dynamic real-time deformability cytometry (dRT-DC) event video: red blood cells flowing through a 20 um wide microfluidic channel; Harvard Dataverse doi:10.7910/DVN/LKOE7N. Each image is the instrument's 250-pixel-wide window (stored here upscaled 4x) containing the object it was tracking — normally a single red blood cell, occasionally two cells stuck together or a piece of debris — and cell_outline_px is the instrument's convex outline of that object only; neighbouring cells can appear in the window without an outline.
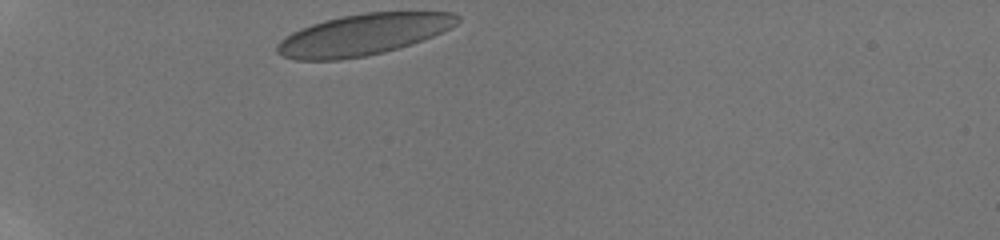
{"species": "human", "species_latin": "Homo sapiens", "temperature_condition": "room temperature", "stored_images_in_passage": 32, "camera_frame_rate_fps": 3000, "um_per_image_px": 0.085, "donor": {"sex": "male"}, "frame": {"image": 1, "passage_image": 1, "time_ms": 0.0, "image_size_px": [1000, 240], "cell_outline_px": [[460, 20], [456, 24], [432, 36], [412, 44], [384, 52], [368, 56], [340, 60], [296, 60], [284, 56], [276, 52], [276, 44], [280, 40], [292, 32], [300, 28], [324, 20], [340, 16], [364, 12], [452, 12], [460, 16]], "centroid_in_image_um": [30.84, 2.94], "position_along_channel_um": 54.2, "area_um2": 43.35}}
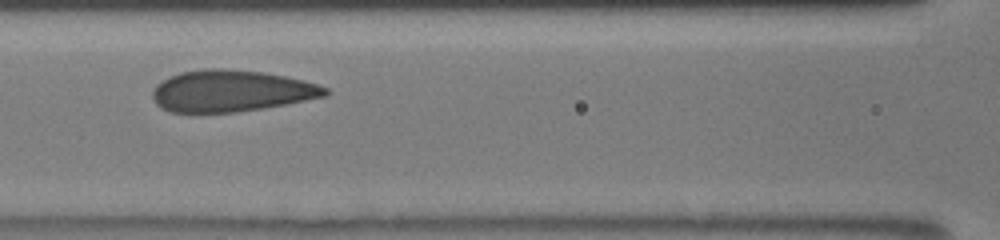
{"frame": {"image": 2, "passage_image": 11, "time_ms": 3.333, "image_size_px": [1000, 240], "cell_outline_px": [[332, 92], [328, 96], [264, 108], [236, 112], [172, 112], [160, 108], [152, 100], [152, 88], [156, 84], [180, 72], [204, 68], [224, 68], [264, 72], [304, 80], [328, 88]], "centroid_in_image_um": [19.66, 7.73], "position_along_channel_um": 146.9, "area_um2": 42.14}}
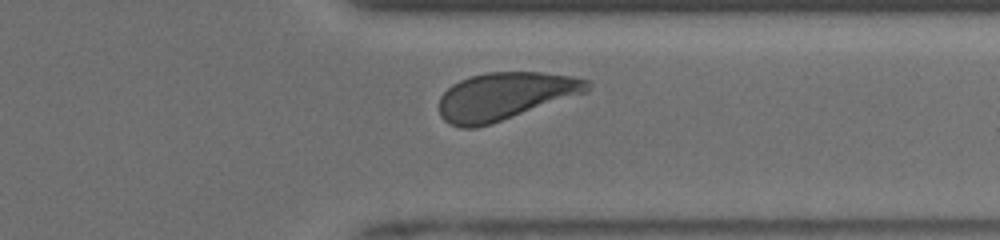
{"frame": {"image": 3, "passage_image": 28, "time_ms": 9.0, "image_size_px": [1000, 240], "cell_outline_px": [[592, 84], [588, 92], [492, 124], [476, 128], [460, 128], [448, 124], [440, 116], [440, 96], [452, 84], [460, 80], [472, 76], [488, 72], [540, 72], [572, 76], [588, 80]], "centroid_in_image_um": [42.93, 8.18], "position_along_channel_um": 368.5, "area_um2": 41.27}, "authors_computed_cell_mechanics": {"area_um2": 42.2807, "velocity_mm_per_s": 3.9056, "shape_relaxation_time_tau1_ms": 7.1115, "shape_relaxation_time_tau2_ms": null, "deformation_change_tau1": 0.187, "deformation_change_tau2": null}}